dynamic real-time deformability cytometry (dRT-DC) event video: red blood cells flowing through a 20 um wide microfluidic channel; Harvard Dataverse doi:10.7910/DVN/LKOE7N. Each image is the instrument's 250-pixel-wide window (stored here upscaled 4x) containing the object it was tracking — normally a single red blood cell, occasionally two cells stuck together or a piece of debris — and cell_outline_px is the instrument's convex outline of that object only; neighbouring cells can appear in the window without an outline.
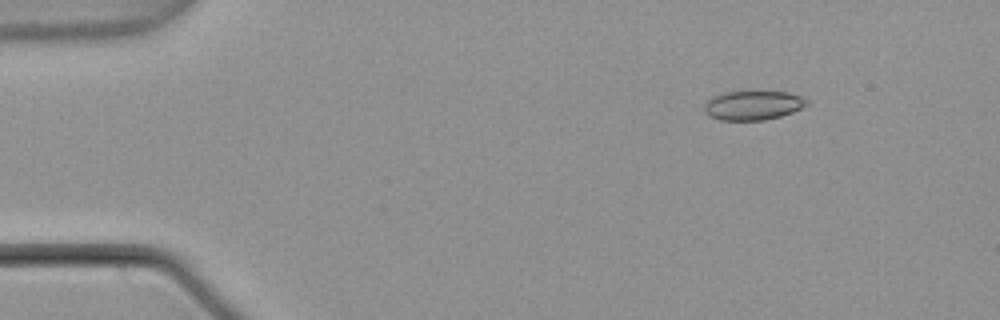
{"species": "common noctule bat (a hibernating species)", "species_latin": "Nyctalus noctula", "temperature_condition": "warm", "stored_images_in_passage": 3, "camera_frame_rate_fps": 3000, "um_per_image_px": 0.085, "animal": {"sex": "male", "body_mass_g": 21.5, "forearm_length_mm": 52.0}, "frame": {"image": 1, "passage_image": 3, "time_ms": 0.667, "image_size_px": [1000, 320], "cell_outline_px": [[808, 104], [792, 112], [780, 116], [764, 120], [720, 120], [708, 116], [704, 112], [704, 104], [712, 96], [724, 92], [788, 92], [800, 96], [808, 100]], "centroid_in_image_um": [63.96, 8.96], "position_along_channel_um": 21.0, "area_um2": 17.4}}